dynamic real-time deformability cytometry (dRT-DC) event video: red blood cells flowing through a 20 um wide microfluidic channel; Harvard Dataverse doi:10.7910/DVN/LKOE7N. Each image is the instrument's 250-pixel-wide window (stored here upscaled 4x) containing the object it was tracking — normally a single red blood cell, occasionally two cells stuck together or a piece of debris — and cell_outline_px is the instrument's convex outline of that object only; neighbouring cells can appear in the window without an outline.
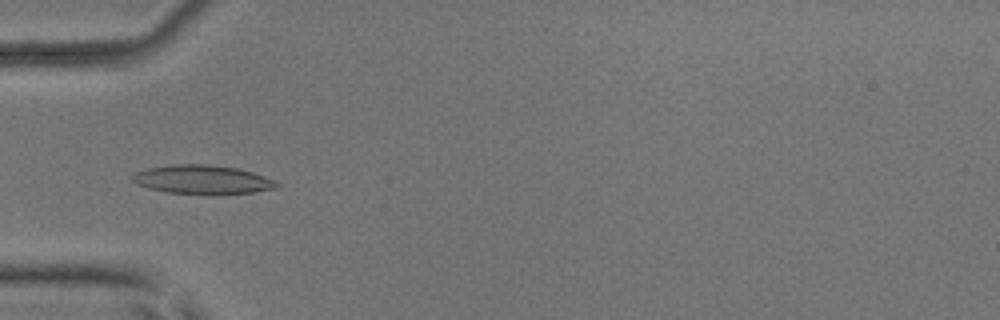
{"species": "common noctule bat (a hibernating species)", "species_latin": "Nyctalus noctula", "temperature_condition": "room temperature", "stored_images_in_passage": 54, "camera_frame_rate_fps": 3000, "um_per_image_px": 0.085, "animal": {"sex": "male", "body_mass_g": 17.9, "forearm_length_mm": 54.2}, "frame": {"image": 1, "passage_image": 18, "time_ms": 5.667, "image_size_px": [1000, 320], "cell_outline_px": [[280, 184], [276, 188], [252, 192], [168, 192], [148, 188], [136, 184], [132, 180], [132, 176], [136, 172], [144, 168], [172, 164], [208, 164], [236, 168], [252, 172], [264, 176]], "centroid_in_image_um": [17.13, 15.22], "position_along_channel_um": 67.9, "area_um2": 23.47}}
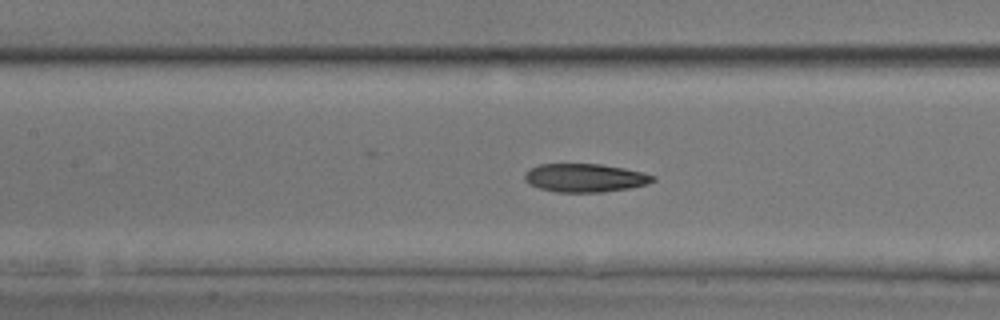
{"frame": {"image": 2, "passage_image": 25, "time_ms": 8.0, "image_size_px": [1000, 320], "cell_outline_px": [[656, 180], [648, 184], [628, 188], [604, 192], [556, 192], [540, 188], [528, 184], [524, 180], [524, 172], [528, 168], [540, 164], [600, 164], [624, 168], [656, 176]], "centroid_in_image_um": [49.69, 15.11], "position_along_channel_um": 157.7, "area_um2": 21.33}}
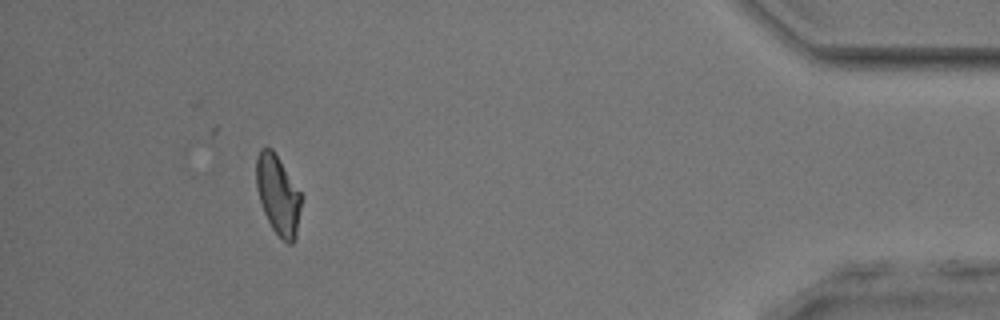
{"frame": {"image": 3, "passage_image": 49, "time_ms": 16.0, "image_size_px": [1000, 320], "cell_outline_px": [[304, 196], [296, 236], [292, 244], [288, 244], [280, 240], [272, 228], [264, 212], [256, 188], [256, 156], [260, 148], [272, 148]], "centroid_in_image_um": [23.66, 16.59], "position_along_channel_um": 411.5, "area_um2": 21.27}, "authors_computed_cell_mechanics": {"area_um2": 21.8484, "velocity_mm_per_s": 3.8892, "shape_relaxation_time_tau1_ms": 5.9548, "shape_relaxation_time_tau2_ms": 4.4832, "deformation_change_tau1": 0.1408, "deformation_change_tau2": 0.1332}}